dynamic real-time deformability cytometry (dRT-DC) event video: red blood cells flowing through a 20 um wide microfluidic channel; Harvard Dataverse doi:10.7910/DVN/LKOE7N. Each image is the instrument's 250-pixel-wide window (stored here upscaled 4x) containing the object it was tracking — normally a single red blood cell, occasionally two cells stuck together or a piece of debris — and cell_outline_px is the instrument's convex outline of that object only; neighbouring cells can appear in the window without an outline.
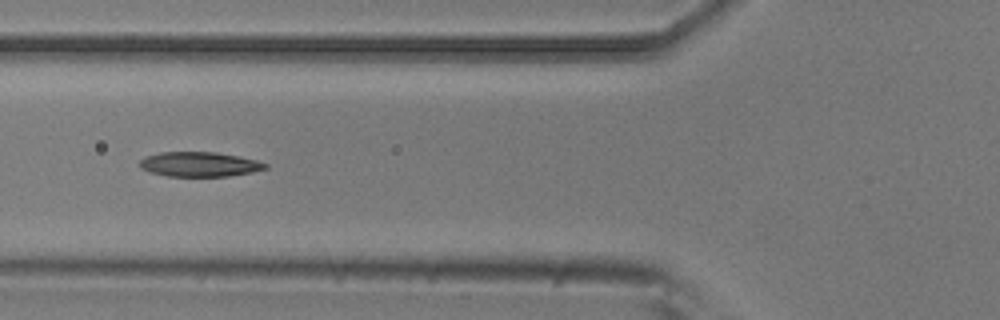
{"species": "common noctule bat (a hibernating species)", "species_latin": "Nyctalus noctula", "temperature_condition": "room temperature", "stored_images_in_passage": 7, "camera_frame_rate_fps": 3000, "um_per_image_px": 0.085, "animal": {"sex": "male", "body_mass_g": 20.5, "forearm_length_mm": 52.5}, "frame": {"image": 1, "passage_image": 5, "time_ms": 1.333, "image_size_px": [1000, 320], "cell_outline_px": [[268, 168], [252, 172], [228, 176], [168, 176], [152, 172], [140, 168], [140, 160], [148, 156], [160, 152], [216, 152], [240, 156], [256, 160], [268, 164]], "centroid_in_image_um": [16.99, 13.96], "position_along_channel_um": 108.8, "area_um2": 17.98}}
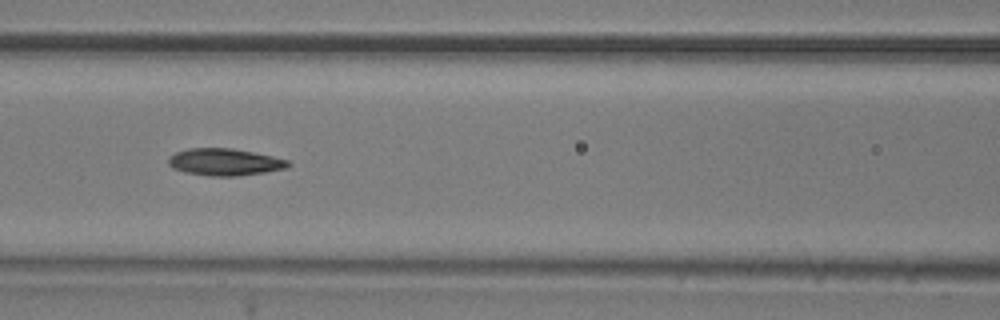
{"frame": {"image": 2, "passage_image": 6, "time_ms": 1.667, "image_size_px": [1000, 320], "cell_outline_px": [[292, 164], [288, 168], [264, 172], [236, 176], [208, 176], [184, 172], [168, 164], [168, 156], [176, 152], [188, 148], [232, 148], [272, 156], [288, 160]], "centroid_in_image_um": [19.1, 13.77], "position_along_channel_um": 147.5, "area_um2": 18.84}}
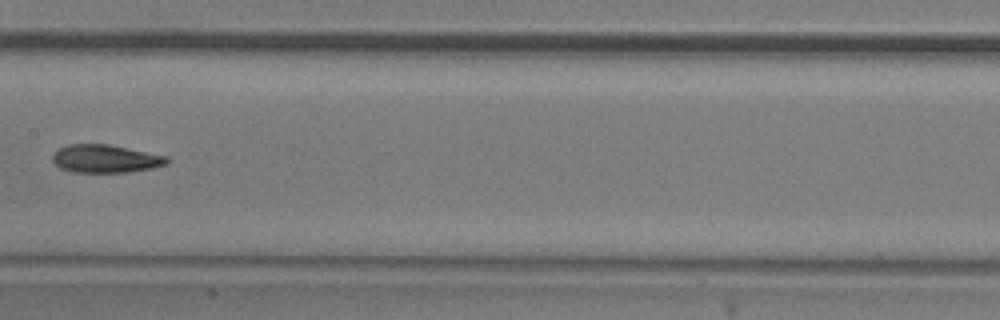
{"frame": {"image": 3, "passage_image": 7, "time_ms": 2.0, "image_size_px": [1000, 320], "cell_outline_px": [[168, 164], [152, 168], [128, 172], [72, 172], [60, 168], [52, 160], [52, 156], [60, 148], [68, 144], [108, 144], [168, 156]], "centroid_in_image_um": [8.98, 13.49], "position_along_channel_um": 198.4, "area_um2": 18.61}}